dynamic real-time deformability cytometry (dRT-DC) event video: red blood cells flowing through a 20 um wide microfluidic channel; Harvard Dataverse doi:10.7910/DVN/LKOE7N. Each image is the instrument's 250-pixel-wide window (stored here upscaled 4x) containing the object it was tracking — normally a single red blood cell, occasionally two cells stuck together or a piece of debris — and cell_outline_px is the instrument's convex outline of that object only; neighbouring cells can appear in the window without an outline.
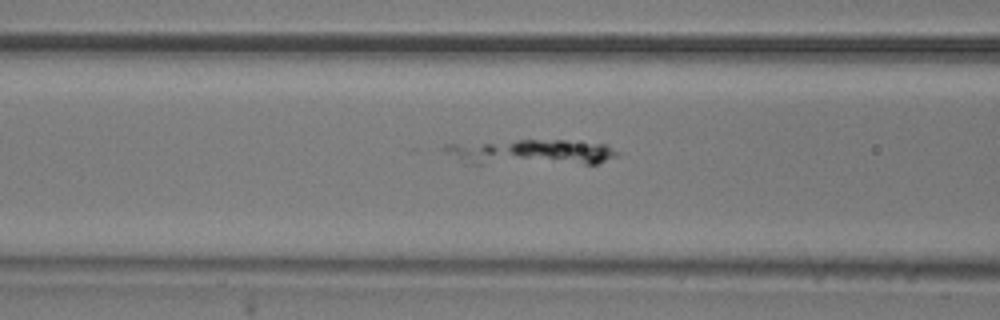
{"species": "common noctule bat (a hibernating species)", "species_latin": "Nyctalus noctula", "temperature_condition": "room temperature", "stored_images_in_passage": 37, "segment_of_instrument_passage": [3, 3], "camera_frame_rate_fps": 3000, "um_per_image_px": 0.085, "animal": {"sex": "male", "body_mass_g": 20.5, "forearm_length_mm": 52.5}, "frame": {"image": 1, "passage_image": 8, "time_ms": 2.333, "image_size_px": [1000, 320], "cell_outline_px": [[624, 152], [616, 156], [596, 164], [468, 164], [444, 152], [444, 144], [516, 140], [568, 140], [608, 144]], "centroid_in_image_um": [45.22, 12.94], "position_along_channel_um": 121.4, "area_um2": 26.47}}
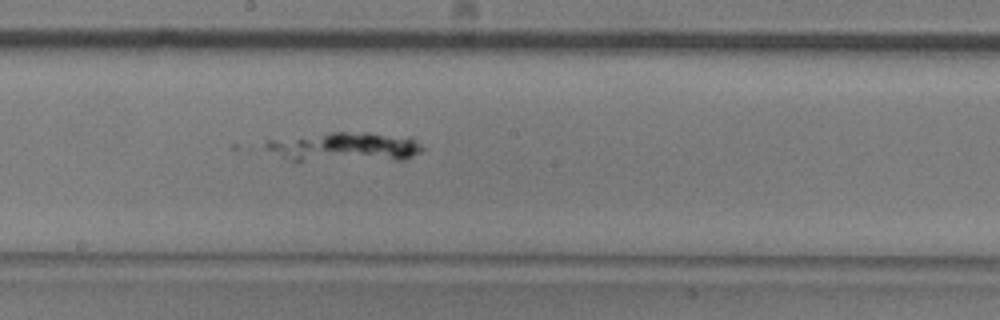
{"frame": {"image": 2, "passage_image": 16, "time_ms": 5.0, "image_size_px": [1000, 320], "cell_outline_px": [[424, 148], [420, 152], [404, 160], [292, 160], [264, 148], [264, 144], [268, 140], [332, 132], [368, 132], [412, 140], [420, 144]], "centroid_in_image_um": [29.28, 12.49], "position_along_channel_um": 218.9, "area_um2": 26.01}}
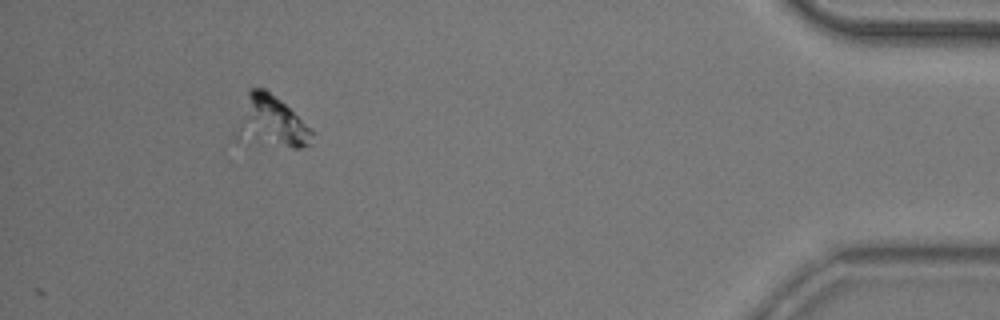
{"frame": {"image": 3, "passage_image": 37, "time_ms": 12.0, "image_size_px": [1000, 320], "cell_outline_px": [[312, 132], [308, 144], [300, 148], [244, 148], [236, 140], [236, 132], [248, 88], [264, 88], [280, 100], [312, 128]], "centroid_in_image_um": [22.96, 10.48], "position_along_channel_um": 412.2, "area_um2": 23.7}}